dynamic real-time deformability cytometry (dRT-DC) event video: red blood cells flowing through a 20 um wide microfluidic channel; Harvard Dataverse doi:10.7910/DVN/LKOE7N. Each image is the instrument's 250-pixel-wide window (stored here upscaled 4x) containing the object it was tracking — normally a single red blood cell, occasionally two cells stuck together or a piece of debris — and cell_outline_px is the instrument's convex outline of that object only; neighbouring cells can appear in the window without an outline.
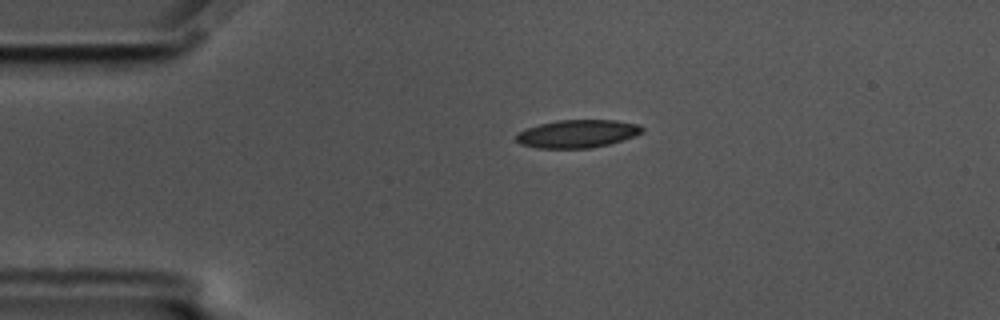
{"species": "common noctule bat (a hibernating species)", "species_latin": "Nyctalus noctula", "temperature_condition": "cold", "stored_images_in_passage": 47, "camera_frame_rate_fps": 3000, "um_per_image_px": 0.085, "animal": {"sex": "male", "body_mass_g": 17.5, "forearm_length_mm": 52.3}, "frame": {"image": 1, "passage_image": 1, "time_ms": 0.0, "image_size_px": [1000, 320], "cell_outline_px": [[644, 132], [636, 136], [608, 144], [592, 148], [536, 148], [520, 144], [516, 140], [516, 132], [540, 124], [556, 120], [616, 120], [640, 124], [644, 128]], "centroid_in_image_um": [49.1, 11.36], "position_along_channel_um": 35.9, "area_um2": 20.69}}
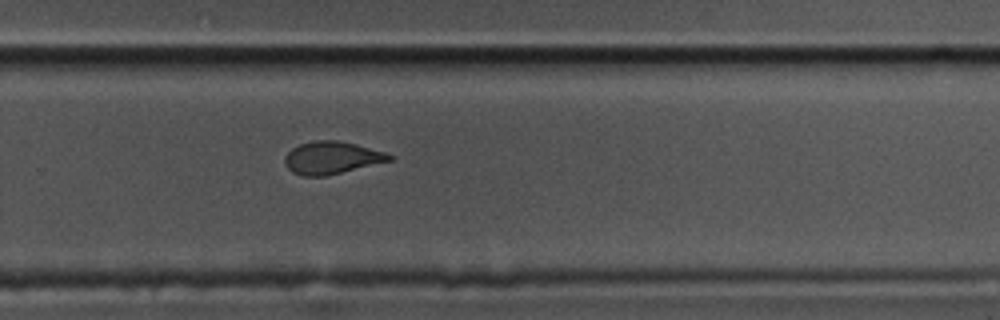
{"frame": {"image": 2, "passage_image": 27, "time_ms": 8.667, "image_size_px": [1000, 320], "cell_outline_px": [[392, 160], [324, 176], [300, 176], [292, 172], [284, 164], [284, 156], [292, 148], [300, 144], [316, 140], [336, 140], [356, 144], [384, 152], [392, 156]], "centroid_in_image_um": [28.14, 13.41], "position_along_channel_um": 301.7, "area_um2": 19.59}}
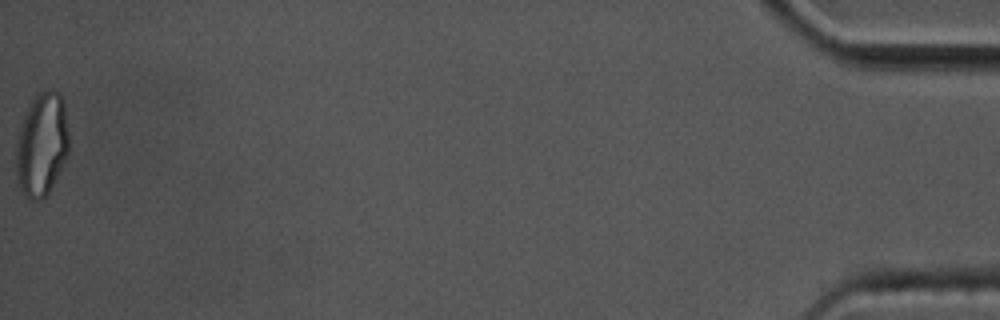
{"frame": {"image": 3, "passage_image": 47, "time_ms": 15.333, "image_size_px": [1000, 320], "cell_outline_px": [[68, 156], [48, 196], [40, 200], [28, 200], [20, 188], [16, 176], [16, 144], [24, 112], [28, 104], [36, 92], [48, 88], [60, 92], [64, 100], [68, 132]], "centroid_in_image_um": [3.56, 12.26], "position_along_channel_um": 431.6, "area_um2": 32.77}, "authors_computed_cell_mechanics": {"area_um2": 20.6924, "velocity_mm_per_s": 3.4533, "shape_relaxation_time_tau1_ms": 7.0785, "shape_relaxation_time_tau2_ms": 1.9439, "deformation_change_tau1": 0.2073, "deformation_change_tau2": 0.0821}}